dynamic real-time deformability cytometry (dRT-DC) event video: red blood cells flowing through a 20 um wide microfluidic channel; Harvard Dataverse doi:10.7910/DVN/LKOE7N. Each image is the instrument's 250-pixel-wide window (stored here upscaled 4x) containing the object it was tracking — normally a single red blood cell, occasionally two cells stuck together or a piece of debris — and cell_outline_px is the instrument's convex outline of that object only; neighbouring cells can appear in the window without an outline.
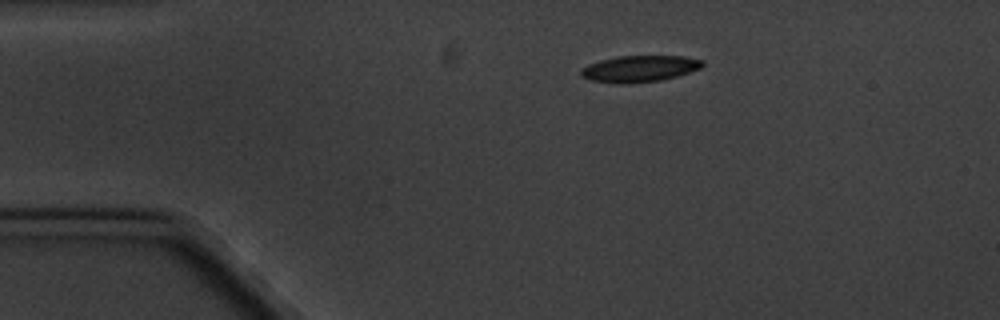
{"species": "common noctule bat (a hibernating species)", "species_latin": "Nyctalus noctula", "temperature_condition": "cold", "stored_images_in_passage": 4, "camera_frame_rate_fps": 3000, "um_per_image_px": 0.085, "animal": {"sex": "male", "body_mass_g": 20.1, "forearm_length_mm": 53.5}, "frame": {"image": 1, "passage_image": 1, "time_ms": 0.0, "image_size_px": [1000, 320], "cell_outline_px": [[704, 64], [700, 68], [676, 76], [660, 80], [628, 84], [620, 84], [588, 80], [580, 76], [580, 68], [588, 64], [600, 60], [616, 56], [684, 56], [704, 60]], "centroid_in_image_um": [54.3, 5.84], "position_along_channel_um": 30.7, "area_um2": 18.9}}
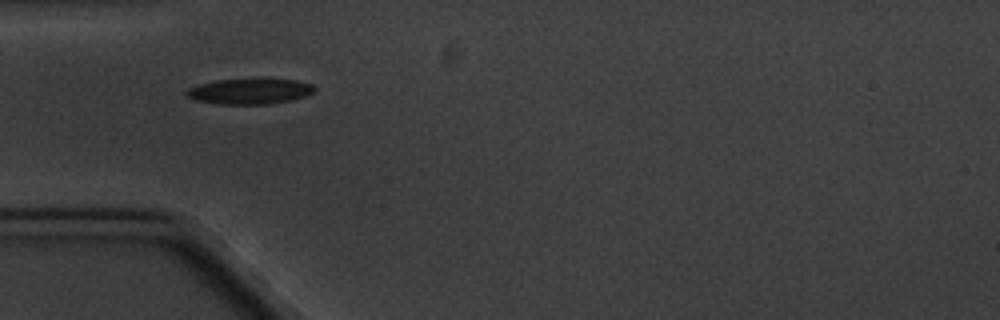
{"frame": {"image": 2, "passage_image": 3, "time_ms": 2.333, "image_size_px": [1000, 320], "cell_outline_px": [[316, 88], [312, 92], [304, 96], [292, 100], [268, 104], [220, 104], [196, 100], [184, 96], [184, 92], [188, 88], [200, 84], [216, 80], [296, 80], [312, 84]], "centroid_in_image_um": [21.18, 7.78], "position_along_channel_um": 63.8, "area_um2": 18.73}}